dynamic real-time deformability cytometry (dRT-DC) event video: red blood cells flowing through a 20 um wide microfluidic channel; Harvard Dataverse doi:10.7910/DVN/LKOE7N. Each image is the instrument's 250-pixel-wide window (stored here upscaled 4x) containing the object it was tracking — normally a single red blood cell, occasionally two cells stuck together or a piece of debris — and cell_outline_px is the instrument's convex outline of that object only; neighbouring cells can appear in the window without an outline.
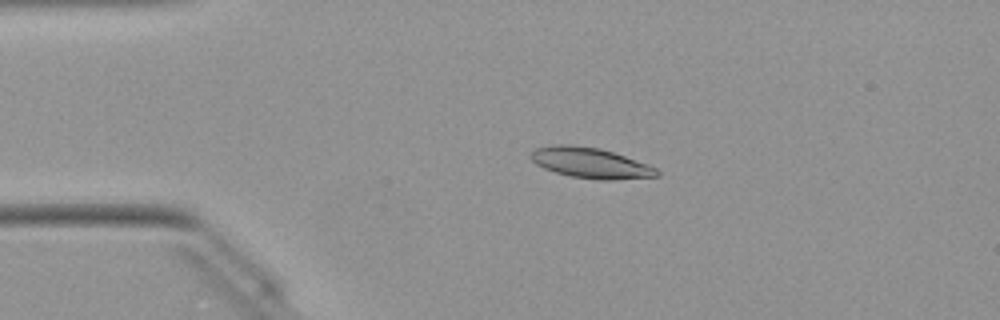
{"species": "Egyptian fruit bat (a non-hibernating species)", "species_latin": "Rousettus aegyptiacus", "temperature_condition": "warm", "stored_images_in_passage": 50, "camera_frame_rate_fps": 3000, "um_per_image_px": 0.085, "animal": {"sex": "female"}, "frame": {"image": 1, "passage_image": 11, "time_ms": 3.333, "image_size_px": [1000, 320], "cell_outline_px": [[660, 176], [612, 180], [600, 180], [572, 176], [556, 172], [544, 168], [536, 164], [532, 160], [532, 152], [536, 148], [556, 144], [572, 144], [600, 148], [624, 156], [656, 168], [660, 172]], "centroid_in_image_um": [50.2, 13.85], "position_along_channel_um": 34.8, "area_um2": 22.14}}
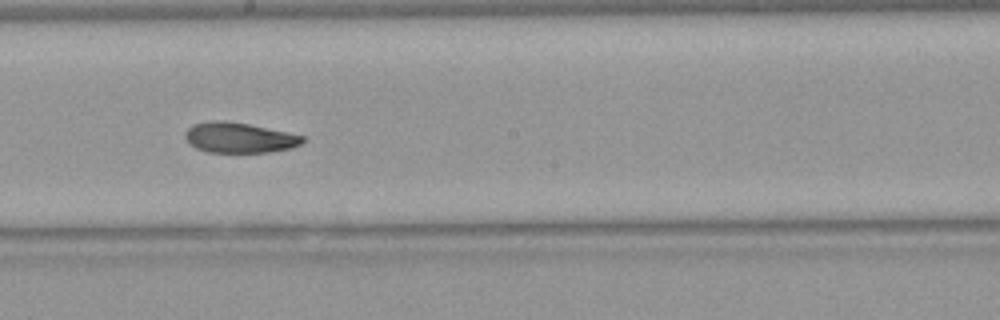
{"frame": {"image": 2, "passage_image": 28, "time_ms": 9.0, "image_size_px": [1000, 320], "cell_outline_px": [[304, 140], [300, 144], [292, 148], [268, 152], [208, 152], [196, 148], [184, 136], [184, 132], [192, 124], [212, 120], [224, 120], [248, 124], [304, 136]], "centroid_in_image_um": [20.31, 11.69], "position_along_channel_um": 227.9, "area_um2": 20.58}}
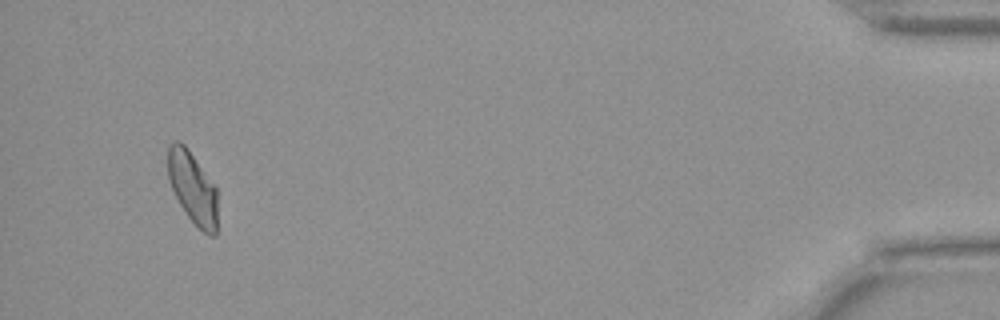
{"frame": {"image": 3, "passage_image": 48, "time_ms": 15.667, "image_size_px": [1000, 320], "cell_outline_px": [[216, 236], [208, 236], [188, 216], [180, 204], [168, 180], [168, 144], [176, 140], [180, 140], [184, 144], [216, 188]], "centroid_in_image_um": [16.35, 15.94], "position_along_channel_um": 418.9, "area_um2": 20.35}, "authors_computed_cell_mechanics": {"area_um2": 21.4727, "velocity_mm_per_s": 4.0605, "shape_relaxation_time_tau1_ms": 8.21, "shape_relaxation_time_tau2_ms": 3.1097, "deformation_change_tau1": 0.1962, "deformation_change_tau2": 0.0835}}